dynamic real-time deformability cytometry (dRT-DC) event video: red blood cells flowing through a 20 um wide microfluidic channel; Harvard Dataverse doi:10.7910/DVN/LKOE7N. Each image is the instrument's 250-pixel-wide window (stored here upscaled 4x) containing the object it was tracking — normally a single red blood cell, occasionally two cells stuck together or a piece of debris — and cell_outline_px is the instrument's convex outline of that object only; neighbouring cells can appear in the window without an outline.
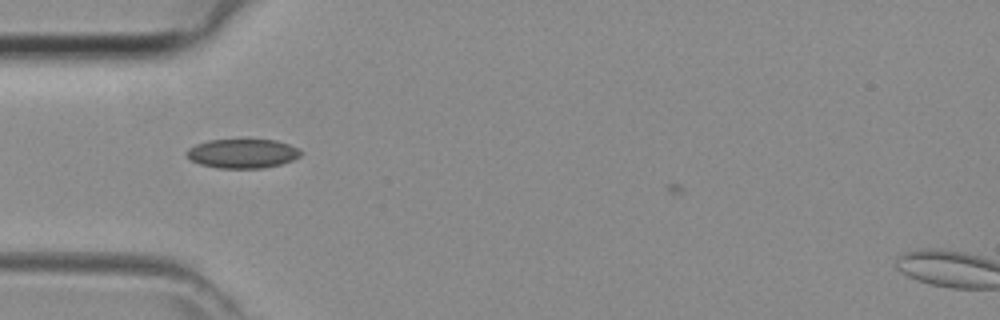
{"species": "common noctule bat (a hibernating species)", "species_latin": "Nyctalus noctula", "temperature_condition": "room temperature", "stored_images_in_passage": 33, "camera_frame_rate_fps": 3000, "um_per_image_px": 0.085, "animal": {"sex": "female", "body_mass_g": 29.2, "forearm_length_mm": 56.3}, "frame": {"image": 1, "passage_image": 6, "time_ms": 1.667, "image_size_px": [1000, 320], "cell_outline_px": [[304, 152], [300, 156], [292, 160], [280, 164], [264, 168], [216, 168], [200, 164], [192, 160], [184, 152], [188, 148], [196, 144], [208, 140], [276, 140], [288, 144]], "centroid_in_image_um": [20.6, 13.05], "position_along_channel_um": 64.4, "area_um2": 19.36}}
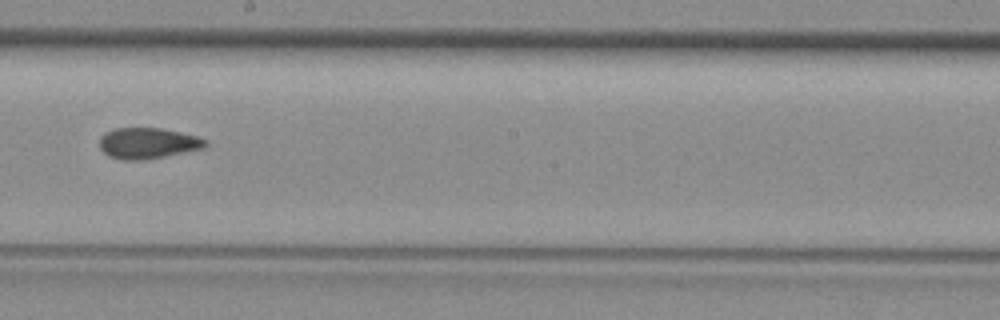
{"frame": {"image": 2, "passage_image": 17, "time_ms": 5.333, "image_size_px": [1000, 320], "cell_outline_px": [[208, 144], [204, 148], [144, 160], [124, 160], [108, 156], [100, 148], [100, 136], [104, 132], [116, 128], [160, 128], [180, 132], [196, 136], [208, 140]], "centroid_in_image_um": [12.55, 12.17], "position_along_channel_um": 235.6, "area_um2": 19.07}}
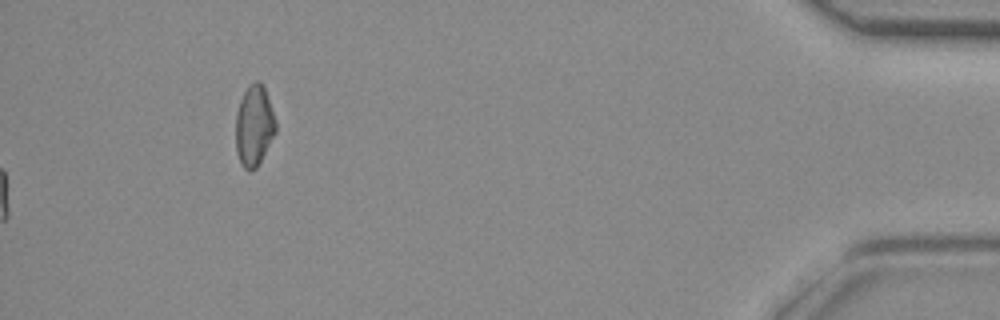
{"frame": {"image": 3, "passage_image": 33, "time_ms": 10.667, "image_size_px": [1000, 320], "cell_outline_px": [[276, 132], [256, 168], [248, 172], [240, 164], [236, 152], [236, 112], [240, 100], [244, 92], [256, 80], [260, 80], [264, 84], [276, 124]], "centroid_in_image_um": [21.59, 10.7], "position_along_channel_um": 413.6, "area_um2": 18.79}}